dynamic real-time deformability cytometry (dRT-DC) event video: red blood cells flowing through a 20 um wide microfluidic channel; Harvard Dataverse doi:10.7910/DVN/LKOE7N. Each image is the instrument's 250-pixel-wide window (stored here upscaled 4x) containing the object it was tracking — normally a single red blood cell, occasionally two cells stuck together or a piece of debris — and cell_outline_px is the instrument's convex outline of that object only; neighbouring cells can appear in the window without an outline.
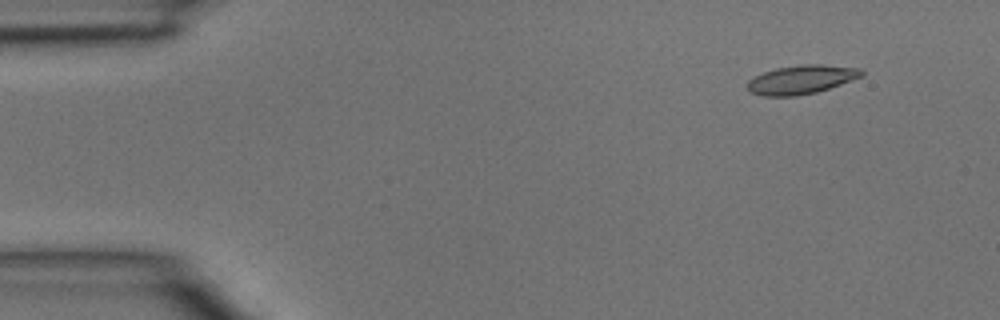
{"species": "common noctule bat (a hibernating species)", "species_latin": "Nyctalus noctula", "temperature_condition": "room temperature", "stored_images_in_passage": 3, "camera_frame_rate_fps": 3000, "um_per_image_px": 0.085, "animal": {"sex": "male", "body_mass_g": 15.6}, "frame": {"image": 1, "passage_image": 1, "time_ms": 0.0, "image_size_px": [1000, 320], "cell_outline_px": [[864, 76], [816, 92], [796, 96], [764, 96], [752, 92], [748, 88], [748, 80], [752, 76], [776, 68], [800, 64], [820, 64], [860, 68], [864, 72]], "centroid_in_image_um": [68.12, 6.75], "position_along_channel_um": 16.9, "area_um2": 19.13}}
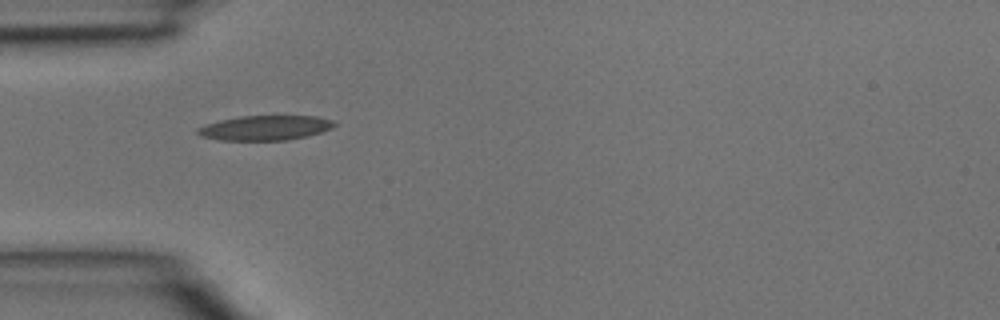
{"frame": {"image": 2, "passage_image": 3, "time_ms": 0.667, "image_size_px": [1000, 320], "cell_outline_px": [[336, 124], [332, 128], [308, 136], [288, 140], [220, 140], [200, 136], [196, 132], [196, 128], [204, 124], [220, 120], [240, 116], [316, 116], [332, 120]], "centroid_in_image_um": [22.5, 10.87], "position_along_channel_um": 62.5, "area_um2": 19.77}}